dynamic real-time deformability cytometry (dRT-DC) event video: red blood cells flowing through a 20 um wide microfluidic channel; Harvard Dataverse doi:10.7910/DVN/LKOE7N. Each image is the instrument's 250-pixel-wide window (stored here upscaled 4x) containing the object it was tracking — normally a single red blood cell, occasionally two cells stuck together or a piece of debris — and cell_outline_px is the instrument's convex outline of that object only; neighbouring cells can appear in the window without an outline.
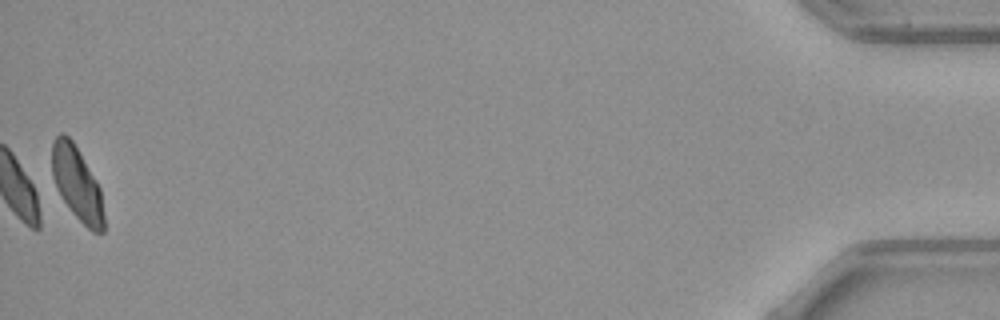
{"species": "common noctule bat (a hibernating species)", "species_latin": "Nyctalus noctula", "temperature_condition": "warm", "stored_images_in_passage": 43, "camera_frame_rate_fps": 3000, "um_per_image_px": 0.085, "animal": {"sex": "female", "body_mass_g": 21.9}, "frame": {"image": 1, "passage_image": 43, "time_ms": 14.0, "image_size_px": [1000, 320], "cell_outline_px": [[104, 232], [92, 232], [72, 212], [60, 196], [56, 188], [52, 176], [52, 140], [60, 132], [64, 132], [72, 140], [96, 180], [100, 188], [104, 216]], "centroid_in_image_um": [6.53, 15.59], "position_along_channel_um": 428.7, "area_um2": 22.25}}